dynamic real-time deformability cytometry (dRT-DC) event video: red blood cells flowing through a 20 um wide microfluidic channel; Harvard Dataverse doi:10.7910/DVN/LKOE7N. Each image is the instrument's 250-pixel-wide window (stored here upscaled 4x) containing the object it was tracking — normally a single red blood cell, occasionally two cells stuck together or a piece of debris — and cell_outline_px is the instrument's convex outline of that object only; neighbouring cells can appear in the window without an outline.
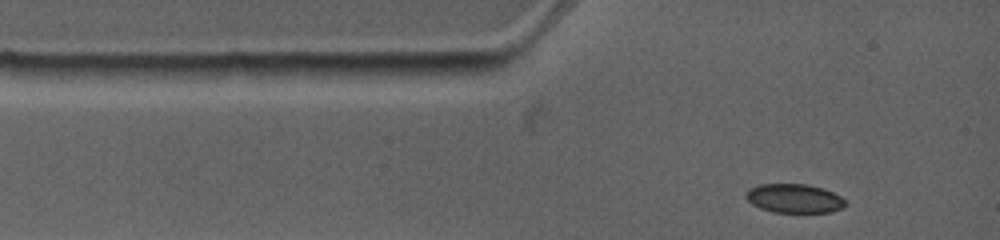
{"species": "common noctule bat (a hibernating species)", "species_latin": "Nyctalus noctula", "temperature_condition": "warm", "stored_images_in_passage": 5, "camera_frame_rate_fps": 4500, "um_per_image_px": 0.085, "animal": {"sex": "female", "body_mass_g": 19.0, "forearm_length_mm": 53.3}, "frame": {"image": 1, "passage_image": 1, "time_ms": 0.0, "image_size_px": [1000, 240], "cell_outline_px": [[848, 204], [844, 208], [832, 212], [772, 212], [760, 208], [752, 204], [744, 196], [748, 188], [760, 184], [808, 184], [824, 188], [840, 196]], "centroid_in_image_um": [67.52, 16.86], "position_along_channel_um": 17.5, "area_um2": 16.99}}
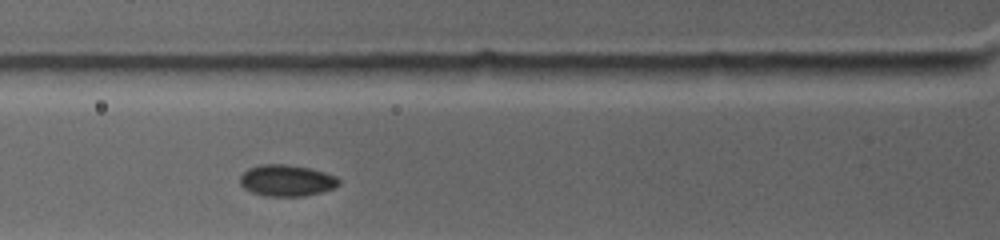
{"frame": {"image": 2, "passage_image": 4, "time_ms": 2.667, "image_size_px": [1000, 240], "cell_outline_px": [[340, 184], [324, 192], [304, 196], [264, 196], [252, 192], [244, 188], [240, 184], [240, 176], [248, 168], [260, 164], [288, 164], [308, 168], [324, 172], [336, 176], [340, 180]], "centroid_in_image_um": [24.36, 15.34], "position_along_channel_um": 101.4, "area_um2": 18.21}}
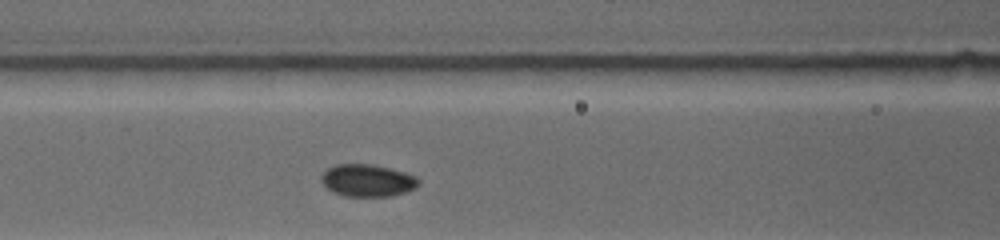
{"frame": {"image": 3, "passage_image": 5, "time_ms": 3.556, "image_size_px": [1000, 240], "cell_outline_px": [[420, 184], [416, 188], [408, 192], [388, 196], [344, 196], [332, 192], [320, 180], [320, 176], [328, 168], [336, 164], [368, 164], [388, 168], [404, 172], [416, 176], [420, 180]], "centroid_in_image_um": [31.25, 15.35], "position_along_channel_um": 135.3, "area_um2": 18.32}}